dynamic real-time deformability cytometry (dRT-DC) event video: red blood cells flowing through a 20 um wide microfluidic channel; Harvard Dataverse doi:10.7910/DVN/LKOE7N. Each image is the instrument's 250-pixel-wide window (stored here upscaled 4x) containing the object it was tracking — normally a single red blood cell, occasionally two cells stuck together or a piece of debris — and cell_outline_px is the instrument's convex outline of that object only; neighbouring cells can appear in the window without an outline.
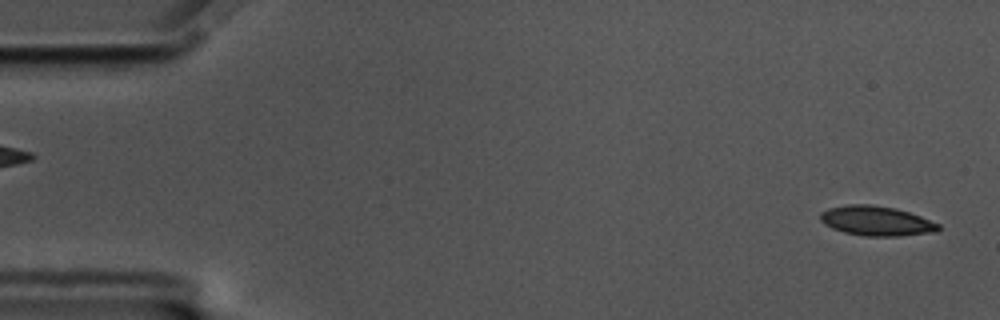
{"species": "common noctule bat (a hibernating species)", "species_latin": "Nyctalus noctula", "temperature_condition": "cold", "stored_images_in_passage": 57, "camera_frame_rate_fps": 3000, "um_per_image_px": 0.085, "animal": {"sex": "male", "body_mass_g": 17.5, "forearm_length_mm": 52.3}, "frame": {"image": 1, "passage_image": 2, "time_ms": 0.333, "image_size_px": [1000, 320], "cell_outline_px": [[940, 228], [936, 232], [900, 236], [864, 236], [844, 232], [832, 228], [824, 224], [820, 220], [820, 212], [828, 208], [848, 204], [868, 204], [896, 208], [920, 216], [940, 224]], "centroid_in_image_um": [74.48, 18.78], "position_along_channel_um": 10.5, "area_um2": 20.52}}
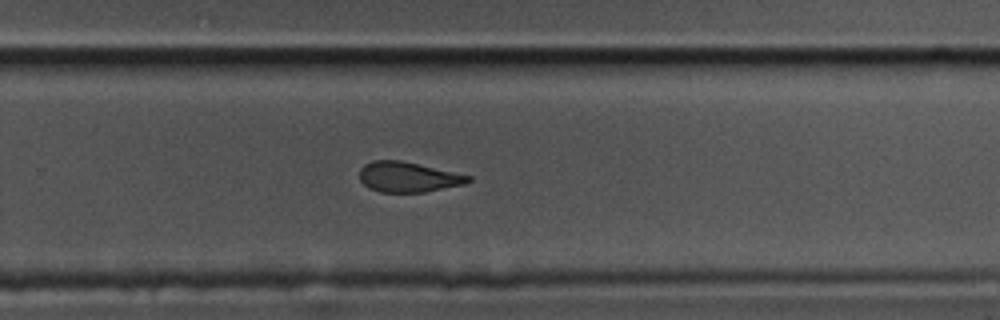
{"frame": {"image": 2, "passage_image": 37, "time_ms": 12.0, "image_size_px": [1000, 320], "cell_outline_px": [[472, 180], [464, 184], [424, 192], [380, 192], [368, 188], [360, 180], [360, 168], [364, 164], [372, 160], [400, 160], [472, 176]], "centroid_in_image_um": [34.66, 15.04], "position_along_channel_um": 295.1, "area_um2": 19.07}}
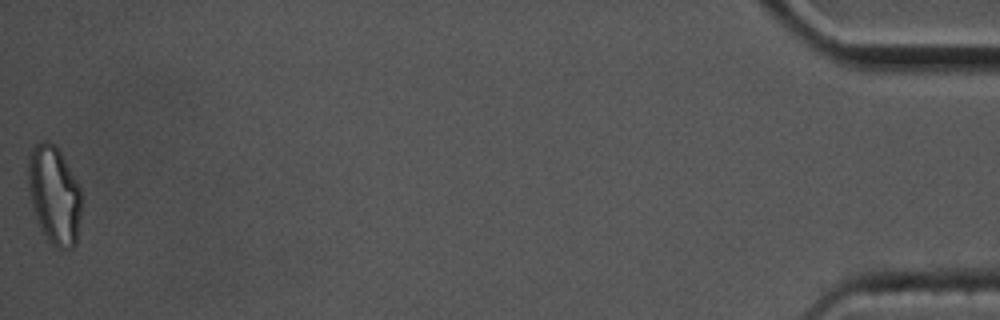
{"frame": {"image": 3, "passage_image": 57, "time_ms": 18.667, "image_size_px": [1000, 320], "cell_outline_px": [[80, 216], [76, 244], [72, 248], [56, 248], [48, 240], [40, 228], [32, 204], [28, 188], [28, 152], [32, 144], [44, 140], [48, 140], [60, 152], [76, 180], [80, 188]], "centroid_in_image_um": [4.58, 16.55], "position_along_channel_um": 430.6, "area_um2": 30.4}, "authors_computed_cell_mechanics": {"area_um2": 20.9814, "velocity_mm_per_s": 3.5007, "shape_relaxation_time_tau1_ms": 10.5848, "shape_relaxation_time_tau2_ms": 2.7028, "deformation_change_tau1": 0.2018, "deformation_change_tau2": 0.0996}}